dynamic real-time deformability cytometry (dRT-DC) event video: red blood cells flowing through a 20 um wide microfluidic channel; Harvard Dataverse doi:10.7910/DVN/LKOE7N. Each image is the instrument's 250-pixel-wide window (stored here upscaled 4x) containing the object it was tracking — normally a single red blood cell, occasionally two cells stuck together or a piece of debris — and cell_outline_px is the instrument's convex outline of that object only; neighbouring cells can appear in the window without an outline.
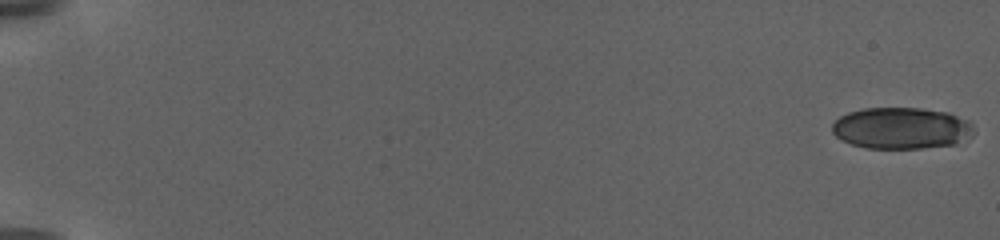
{"species": "human", "species_latin": "Homo sapiens", "temperature_condition": "warm", "stored_images_in_passage": 21, "camera_frame_rate_fps": 3000, "um_per_image_px": 0.085, "donor": {"sex": "female"}, "frame": {"image": 1, "passage_image": 1, "time_ms": 0.0, "image_size_px": [1000, 240], "cell_outline_px": [[976, 132], [972, 136], [952, 144], [920, 148], [864, 148], [852, 144], [836, 136], [832, 132], [832, 124], [840, 116], [848, 112], [864, 108], [920, 108], [948, 112], [968, 120], [972, 124]], "centroid_in_image_um": [76.62, 10.88], "position_along_channel_um": 8.4, "area_um2": 34.28}}
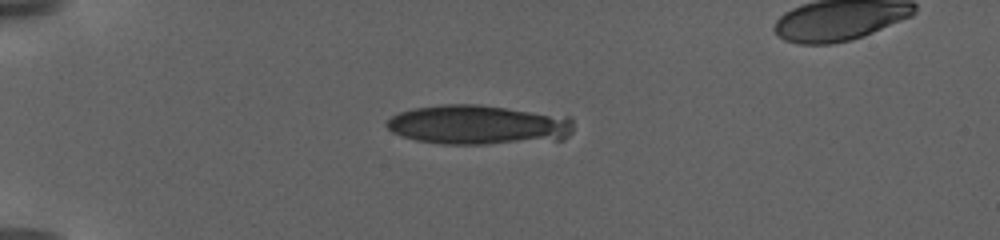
{"frame": {"image": 2, "passage_image": 17, "time_ms": 6.667, "image_size_px": [1000, 240], "cell_outline_px": [[572, 132], [564, 140], [484, 144], [440, 144], [416, 140], [392, 132], [384, 124], [392, 116], [400, 112], [412, 108], [444, 104], [480, 104], [572, 116]], "centroid_in_image_um": [40.71, 10.6], "position_along_channel_um": 44.3, "area_um2": 43.58}}